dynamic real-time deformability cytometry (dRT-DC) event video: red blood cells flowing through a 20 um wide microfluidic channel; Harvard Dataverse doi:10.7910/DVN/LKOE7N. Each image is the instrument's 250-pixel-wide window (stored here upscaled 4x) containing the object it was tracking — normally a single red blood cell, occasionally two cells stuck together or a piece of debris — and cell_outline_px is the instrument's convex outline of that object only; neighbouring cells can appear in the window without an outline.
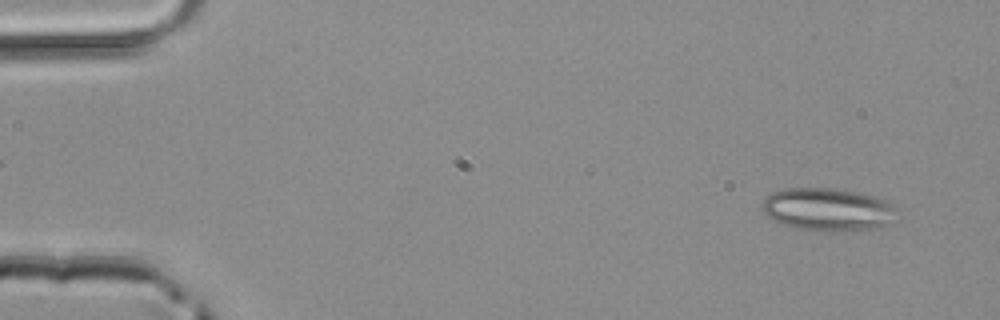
{"species": "common noctule bat (a hibernating species)", "species_latin": "Nyctalus noctula", "temperature_condition": "room temperature", "stored_images_in_passage": 45, "segment_of_instrument_passage": [1, 2], "camera_frame_rate_fps": 3000, "um_per_image_px": 0.085, "animal": {"sex": "male", "body_mass_g": 20.4}, "frame": {"image": 1, "passage_image": 1, "time_ms": 0.0, "image_size_px": [1000, 320], "cell_outline_px": [[900, 220], [892, 224], [880, 228], [800, 228], [780, 224], [768, 216], [760, 208], [760, 204], [772, 192], [784, 188], [832, 188], [860, 192], [892, 200], [896, 208]], "centroid_in_image_um": [70.47, 17.75], "position_along_channel_um": 14.5, "area_um2": 33.52}}